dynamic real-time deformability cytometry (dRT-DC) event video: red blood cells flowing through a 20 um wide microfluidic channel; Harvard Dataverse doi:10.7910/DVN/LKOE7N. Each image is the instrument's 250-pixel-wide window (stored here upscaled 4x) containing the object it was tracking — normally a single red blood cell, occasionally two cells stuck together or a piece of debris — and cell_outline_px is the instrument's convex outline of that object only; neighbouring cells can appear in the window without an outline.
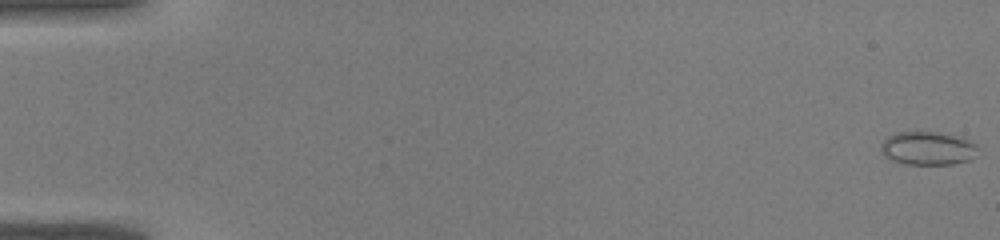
{"species": "common noctule bat (a hibernating species)", "species_latin": "Nyctalus noctula", "temperature_condition": "warm", "stored_images_in_passage": 43, "camera_frame_rate_fps": 3000, "um_per_image_px": 0.085, "animal": {"sex": "male", "body_mass_g": 19.0, "forearm_length_mm": 50.8}, "frame": {"image": 1, "passage_image": 1, "time_ms": 0.0, "image_size_px": [1000, 240], "cell_outline_px": [[976, 156], [972, 160], [952, 164], [904, 164], [892, 160], [884, 156], [880, 148], [880, 144], [888, 136], [896, 132], [936, 132], [956, 136], [968, 140], [976, 144]], "centroid_in_image_um": [78.84, 12.61], "position_along_channel_um": 6.2, "area_um2": 18.9}}
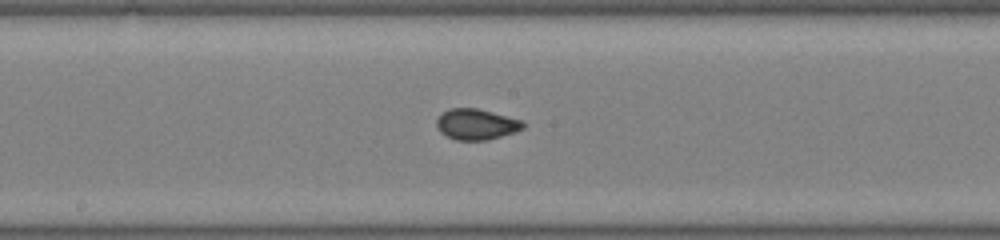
{"frame": {"image": 2, "passage_image": 24, "time_ms": 7.667, "image_size_px": [1000, 240], "cell_outline_px": [[524, 128], [488, 140], [456, 140], [440, 132], [436, 128], [436, 120], [448, 108], [476, 108], [524, 120]], "centroid_in_image_um": [40.47, 10.56], "position_along_channel_um": 207.7, "area_um2": 15.43}}
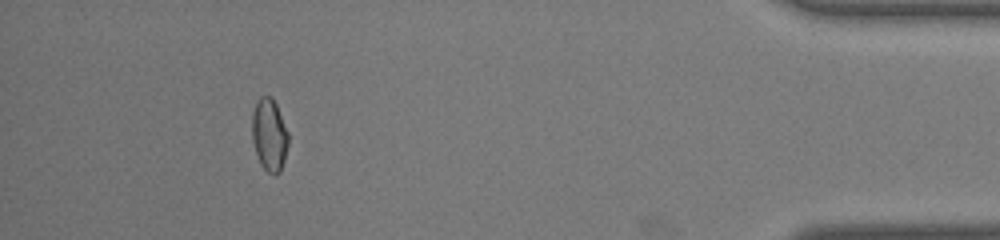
{"frame": {"image": 3, "passage_image": 40, "time_ms": 13.0, "image_size_px": [1000, 240], "cell_outline_px": [[288, 144], [284, 160], [280, 172], [268, 172], [260, 164], [252, 140], [252, 112], [256, 100], [260, 96], [272, 96], [276, 104], [288, 132]], "centroid_in_image_um": [22.88, 11.41], "position_along_channel_um": 412.3, "area_um2": 15.26}}